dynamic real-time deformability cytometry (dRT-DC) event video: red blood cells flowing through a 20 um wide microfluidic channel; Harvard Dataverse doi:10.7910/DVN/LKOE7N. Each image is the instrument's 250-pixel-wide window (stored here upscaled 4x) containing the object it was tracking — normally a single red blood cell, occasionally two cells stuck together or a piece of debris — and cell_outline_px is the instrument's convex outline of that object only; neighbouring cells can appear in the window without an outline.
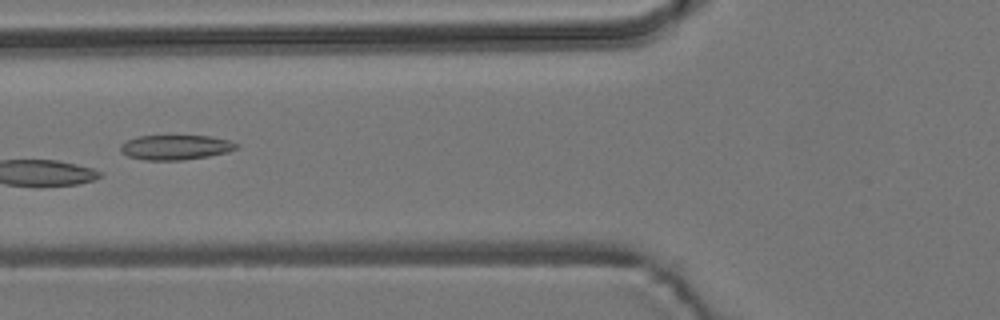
{"species": "common noctule bat (a hibernating species)", "species_latin": "Nyctalus noctula", "temperature_condition": "room temperature", "stored_images_in_passage": 7, "camera_frame_rate_fps": 3000, "um_per_image_px": 0.085, "animal": {"sex": "male", "body_mass_g": 19.2, "forearm_length_mm": 51.8}, "frame": {"image": 1, "passage_image": 6, "time_ms": 6.0, "image_size_px": [1000, 320], "cell_outline_px": [[240, 148], [228, 152], [208, 156], [180, 160], [144, 160], [128, 156], [120, 152], [120, 144], [136, 136], [212, 136], [228, 140], [240, 144]], "centroid_in_image_um": [14.94, 12.52], "position_along_channel_um": 110.9, "area_um2": 16.88}}